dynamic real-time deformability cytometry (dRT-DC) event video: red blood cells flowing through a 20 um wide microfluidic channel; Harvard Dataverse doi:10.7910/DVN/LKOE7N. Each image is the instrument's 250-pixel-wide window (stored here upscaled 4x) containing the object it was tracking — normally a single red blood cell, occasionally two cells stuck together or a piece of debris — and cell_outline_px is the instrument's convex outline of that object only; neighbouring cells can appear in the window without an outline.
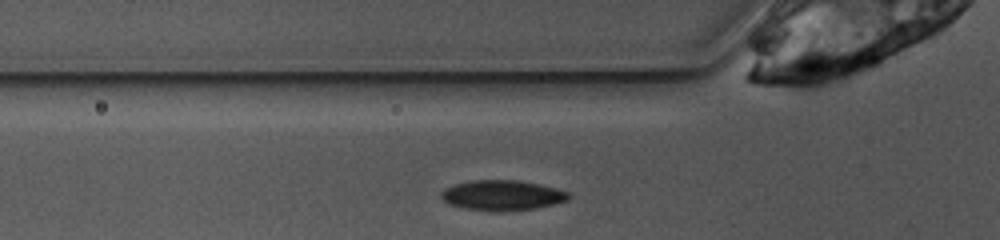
{"species": "common noctule bat (a hibernating species)", "species_latin": "Nyctalus noctula", "temperature_condition": "warm", "stored_images_in_passage": 23, "camera_frame_rate_fps": 3000, "um_per_image_px": 0.085, "animal": {"sex": "female", "body_mass_g": 10.0, "forearm_length_mm": 53.1}, "frame": {"image": 1, "passage_image": 2, "time_ms": 0.333, "image_size_px": [1000, 240], "cell_outline_px": [[572, 196], [568, 200], [556, 204], [536, 208], [500, 212], [464, 208], [448, 204], [440, 196], [440, 192], [444, 188], [452, 184], [472, 180], [516, 180], [556, 188], [568, 192]], "centroid_in_image_um": [42.67, 16.6], "position_along_channel_um": 83.1, "area_um2": 22.6}}
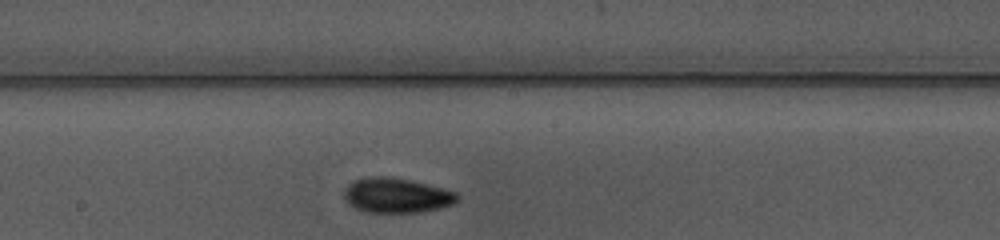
{"frame": {"image": 2, "passage_image": 12, "time_ms": 3.667, "image_size_px": [1000, 240], "cell_outline_px": [[460, 200], [452, 204], [440, 208], [420, 212], [364, 212], [348, 204], [344, 200], [344, 192], [348, 184], [356, 180], [368, 176], [384, 176], [408, 180], [456, 192], [460, 196]], "centroid_in_image_um": [33.69, 16.62], "position_along_channel_um": 214.5, "area_um2": 22.83}}
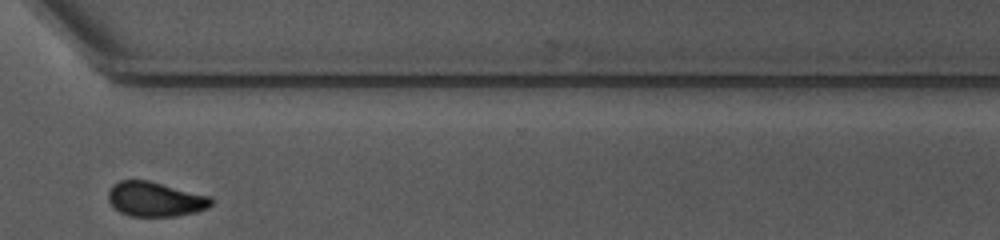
{"frame": {"image": 3, "passage_image": 23, "time_ms": 7.333, "image_size_px": [1000, 240], "cell_outline_px": [[212, 204], [208, 208], [196, 212], [176, 216], [128, 216], [120, 212], [108, 200], [108, 192], [112, 184], [120, 180], [148, 180], [208, 196], [212, 200]], "centroid_in_image_um": [13.16, 16.93], "position_along_channel_um": 357.4, "area_um2": 20.63}}